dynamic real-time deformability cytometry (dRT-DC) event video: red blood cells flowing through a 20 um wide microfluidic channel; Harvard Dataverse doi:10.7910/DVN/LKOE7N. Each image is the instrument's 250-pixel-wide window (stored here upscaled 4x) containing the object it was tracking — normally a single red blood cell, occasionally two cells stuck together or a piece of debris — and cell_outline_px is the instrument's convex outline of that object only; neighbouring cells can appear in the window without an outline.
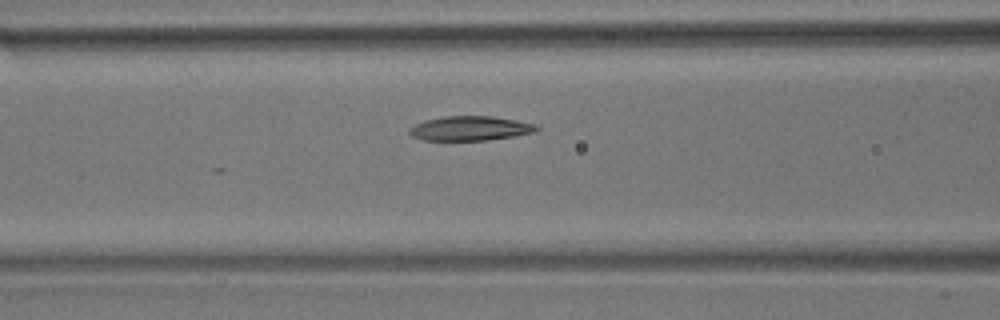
{"species": "common noctule bat (a hibernating species)", "species_latin": "Nyctalus noctula", "temperature_condition": "room temperature", "stored_images_in_passage": 20, "camera_frame_rate_fps": 3000, "um_per_image_px": 0.085, "animal": {"sex": "male", "body_mass_g": 17.9}, "frame": {"image": 1, "passage_image": 20, "time_ms": 6.333, "image_size_px": [1000, 320], "cell_outline_px": [[540, 128], [536, 132], [516, 136], [488, 140], [424, 140], [412, 136], [408, 132], [408, 128], [424, 120], [444, 116], [492, 116], [516, 120], [536, 124]], "centroid_in_image_um": [39.98, 10.91], "position_along_channel_um": 126.6, "area_um2": 18.26}}